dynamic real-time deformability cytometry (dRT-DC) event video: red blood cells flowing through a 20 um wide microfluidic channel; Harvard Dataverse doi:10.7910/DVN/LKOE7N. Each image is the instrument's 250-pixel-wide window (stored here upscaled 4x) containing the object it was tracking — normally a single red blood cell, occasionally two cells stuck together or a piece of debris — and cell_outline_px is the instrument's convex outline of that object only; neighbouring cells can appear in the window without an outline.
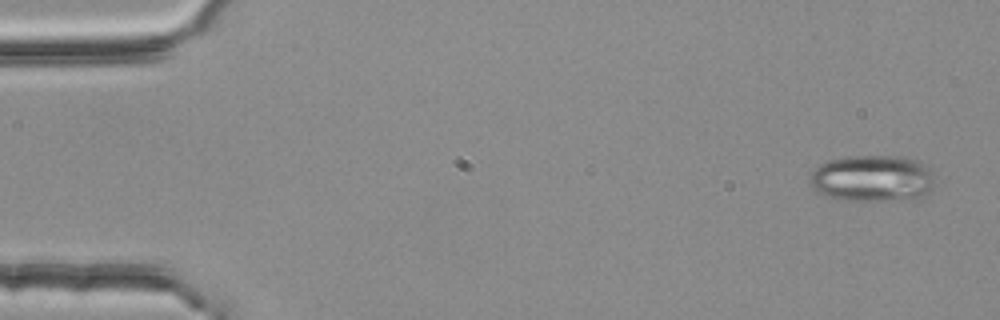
{"species": "common noctule bat (a hibernating species)", "species_latin": "Nyctalus noctula", "temperature_condition": "room temperature", "stored_images_in_passage": 3, "camera_frame_rate_fps": 3000, "um_per_image_px": 0.085, "animal": {"sex": "female", "body_mass_g": 25.1}, "frame": {"image": 1, "passage_image": 1, "time_ms": 0.0, "image_size_px": [1000, 320], "cell_outline_px": [[940, 180], [920, 200], [840, 200], [828, 196], [812, 188], [808, 184], [808, 176], [820, 164], [828, 160], [848, 156], [904, 156], [916, 160], [924, 164]], "centroid_in_image_um": [74.21, 15.17], "position_along_channel_um": 10.8, "area_um2": 34.8}}